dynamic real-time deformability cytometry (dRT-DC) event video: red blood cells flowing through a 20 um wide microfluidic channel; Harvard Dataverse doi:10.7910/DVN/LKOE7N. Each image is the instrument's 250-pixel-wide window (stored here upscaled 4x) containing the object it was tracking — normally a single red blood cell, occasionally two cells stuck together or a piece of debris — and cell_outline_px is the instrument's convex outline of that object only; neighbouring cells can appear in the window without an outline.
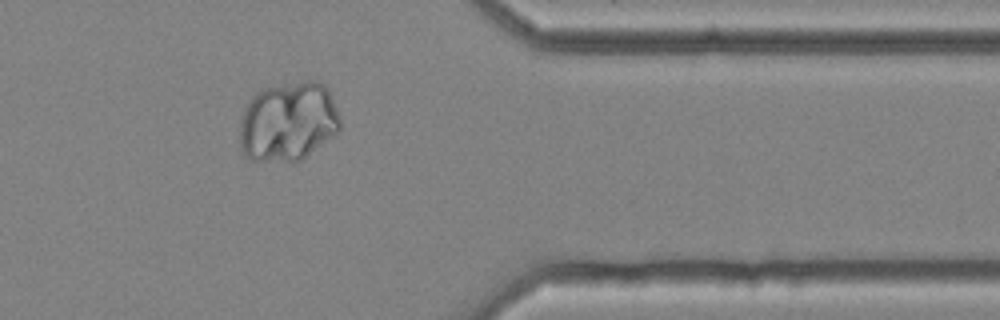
{"species": "common noctule bat (a hibernating species)", "species_latin": "Nyctalus noctula", "temperature_condition": "cold", "stored_images_in_passage": 37, "camera_frame_rate_fps": 3000, "um_per_image_px": 0.085, "animal": {"sex": "female", "body_mass_g": 25.1}, "frame": {"image": 1, "passage_image": 32, "time_ms": 10.333, "image_size_px": [1000, 320], "cell_outline_px": [[340, 132], [300, 160], [252, 160], [244, 156], [240, 148], [240, 120], [244, 108], [252, 96], [256, 92], [264, 88], [304, 80], [316, 80], [324, 84], [328, 88], [340, 116]], "centroid_in_image_um": [24.5, 10.31], "position_along_channel_um": 386.9, "area_um2": 46.82}}